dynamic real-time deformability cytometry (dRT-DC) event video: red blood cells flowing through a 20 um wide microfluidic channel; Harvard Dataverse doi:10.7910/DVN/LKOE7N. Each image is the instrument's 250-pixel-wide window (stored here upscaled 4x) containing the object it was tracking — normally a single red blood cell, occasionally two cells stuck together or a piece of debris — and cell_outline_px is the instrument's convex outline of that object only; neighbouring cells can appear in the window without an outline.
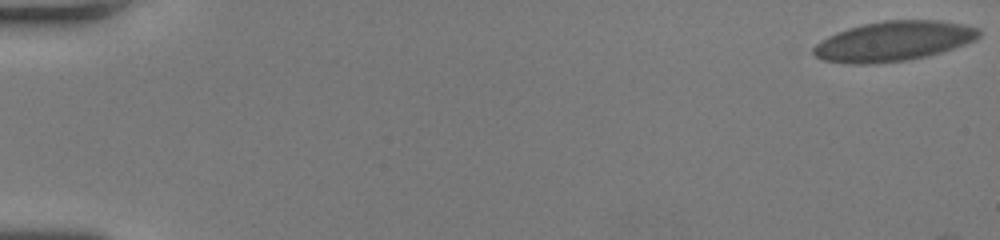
{"species": "human", "species_latin": "Homo sapiens", "temperature_condition": "room temperature", "stored_images_in_passage": 56, "camera_frame_rate_fps": 3000, "um_per_image_px": 0.085, "donor": {"sex": "female"}, "frame": {"image": 1, "passage_image": 1, "time_ms": 0.0, "image_size_px": [1000, 240], "cell_outline_px": [[980, 36], [976, 40], [928, 56], [908, 60], [872, 64], [852, 64], [824, 60], [816, 56], [812, 52], [812, 48], [820, 40], [836, 32], [848, 28], [864, 24], [884, 20], [940, 20], [964, 24], [980, 28]], "centroid_in_image_um": [75.96, 3.49], "position_along_channel_um": 9.0, "area_um2": 38.55}}
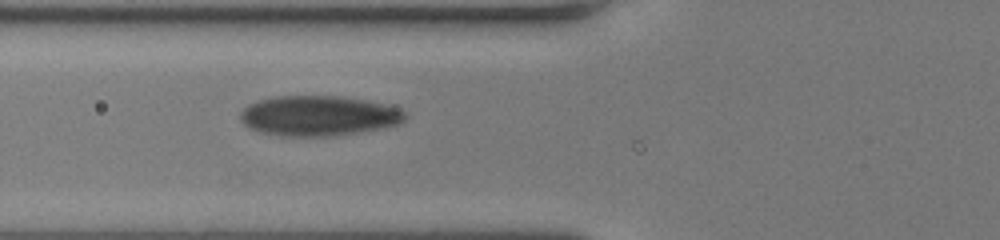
{"frame": {"image": 2, "passage_image": 23, "time_ms": 7.333, "image_size_px": [1000, 240], "cell_outline_px": [[408, 116], [400, 124], [384, 128], [336, 136], [280, 136], [260, 132], [248, 128], [240, 120], [240, 112], [248, 104], [260, 100], [276, 96], [340, 96], [364, 100], [384, 104], [400, 108]], "centroid_in_image_um": [27.08, 9.85], "position_along_channel_um": 98.7, "area_um2": 38.84}}
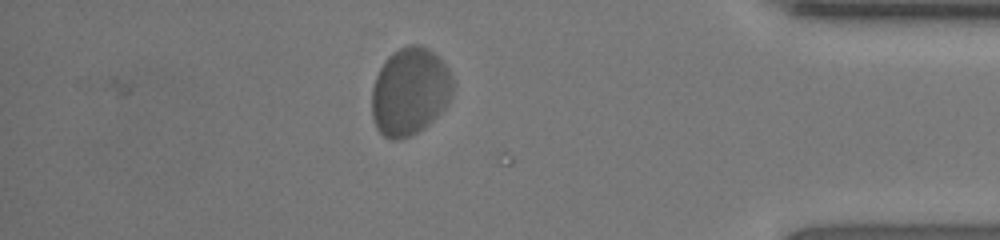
{"frame": {"image": 3, "passage_image": 49, "time_ms": 16.0, "image_size_px": [1000, 240], "cell_outline_px": [[456, 84], [452, 96], [448, 104], [424, 128], [400, 140], [392, 140], [384, 136], [376, 128], [372, 116], [372, 88], [376, 76], [384, 60], [392, 52], [408, 44], [420, 44], [428, 48], [448, 68]], "centroid_in_image_um": [34.85, 7.76], "position_along_channel_um": 400.4, "area_um2": 41.73}, "authors_computed_cell_mechanics": {"area_um2": 38.9572, "velocity_mm_per_s": 3.8249, "shape_relaxation_time_tau1_ms": 2.223, "shape_relaxation_time_tau2_ms": null, "deformation_change_tau1": 0.0681, "deformation_change_tau2": null}}